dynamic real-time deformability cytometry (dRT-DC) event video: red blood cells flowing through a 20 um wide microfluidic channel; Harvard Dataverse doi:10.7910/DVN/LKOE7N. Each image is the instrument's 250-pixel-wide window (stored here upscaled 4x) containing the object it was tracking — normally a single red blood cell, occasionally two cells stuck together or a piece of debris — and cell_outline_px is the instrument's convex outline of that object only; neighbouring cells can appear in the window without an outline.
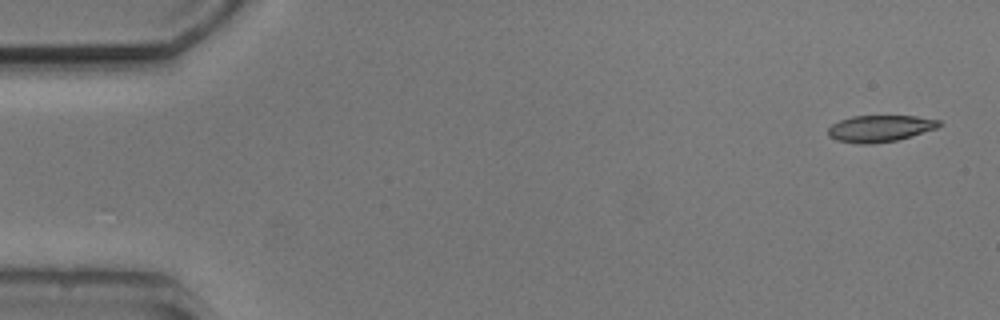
{"species": "common noctule bat (a hibernating species)", "species_latin": "Nyctalus noctula", "temperature_condition": "cold", "stored_images_in_passage": 6, "camera_frame_rate_fps": 3000, "um_per_image_px": 0.085, "animal": {"sex": "male", "body_mass_g": 20.5, "forearm_length_mm": 52.5}, "frame": {"image": 1, "passage_image": 1, "time_ms": 0.0, "image_size_px": [1000, 320], "cell_outline_px": [[944, 124], [936, 128], [896, 140], [872, 144], [860, 144], [836, 140], [828, 136], [828, 128], [832, 124], [840, 120], [852, 116], [916, 116], [940, 120]], "centroid_in_image_um": [74.78, 10.92], "position_along_channel_um": 10.2, "area_um2": 17.17}}
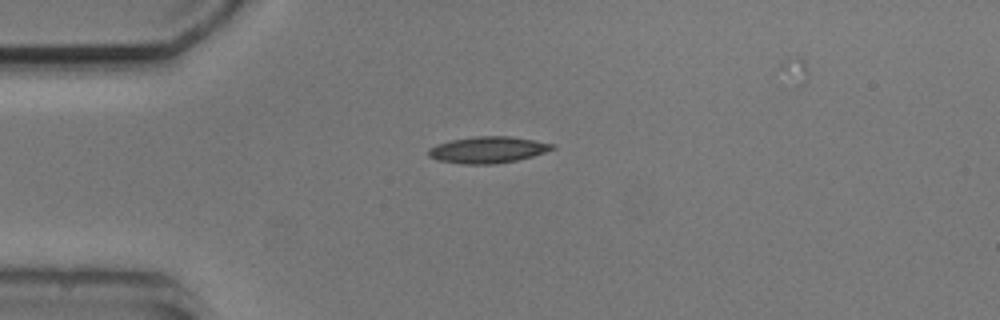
{"frame": {"image": 2, "passage_image": 4, "time_ms": 3.667, "image_size_px": [1000, 320], "cell_outline_px": [[556, 148], [532, 156], [516, 160], [492, 164], [460, 164], [440, 160], [428, 156], [428, 148], [436, 144], [452, 140], [472, 136], [508, 136], [556, 144]], "centroid_in_image_um": [41.44, 12.73], "position_along_channel_um": 43.6, "area_um2": 19.02}}